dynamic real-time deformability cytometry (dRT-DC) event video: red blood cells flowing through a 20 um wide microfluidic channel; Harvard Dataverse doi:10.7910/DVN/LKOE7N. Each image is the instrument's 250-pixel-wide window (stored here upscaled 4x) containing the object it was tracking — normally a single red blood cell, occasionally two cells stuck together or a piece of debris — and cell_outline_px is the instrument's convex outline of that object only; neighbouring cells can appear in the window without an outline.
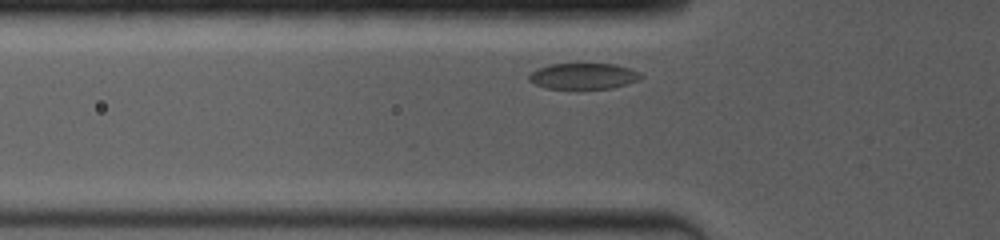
{"species": "common noctule bat (a hibernating species)", "species_latin": "Nyctalus noctula", "temperature_condition": "room temperature", "stored_images_in_passage": 18, "camera_frame_rate_fps": 4000, "um_per_image_px": 0.085, "animal": {"sex": "female", "body_mass_g": 19.0, "forearm_length_mm": 53.3}, "frame": {"image": 1, "passage_image": 3, "time_ms": 0.75, "image_size_px": [1000, 240], "cell_outline_px": [[644, 76], [640, 80], [628, 84], [612, 88], [544, 88], [528, 80], [528, 76], [536, 68], [548, 64], [612, 64], [628, 68], [640, 72]], "centroid_in_image_um": [49.6, 6.47], "position_along_channel_um": 76.2, "area_um2": 16.94}}
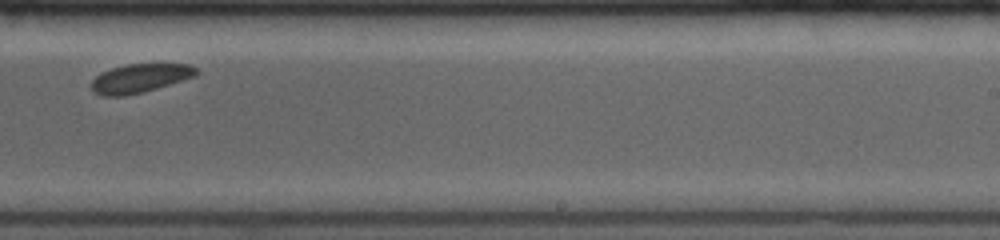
{"frame": {"image": 2, "passage_image": 12, "time_ms": 6.0, "image_size_px": [1000, 240], "cell_outline_px": [[200, 72], [196, 76], [156, 88], [124, 96], [104, 96], [92, 92], [92, 80], [96, 76], [112, 68], [124, 64], [188, 64], [196, 68]], "centroid_in_image_um": [11.9, 6.64], "position_along_channel_um": 277.1, "area_um2": 17.4}}
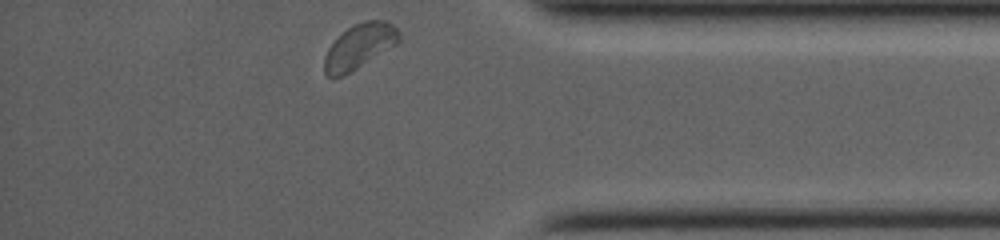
{"frame": {"image": 3, "passage_image": 18, "time_ms": 9.5, "image_size_px": [1000, 240], "cell_outline_px": [[400, 40], [396, 44], [344, 76], [328, 76], [324, 72], [324, 56], [328, 48], [348, 28], [364, 20], [388, 20], [400, 32]], "centroid_in_image_um": [30.56, 3.93], "position_along_channel_um": 404.6, "area_um2": 19.19}, "authors_computed_cell_mechanics": {"area_um2": 18.1492, "velocity_mm_per_s": 3.8455, "shape_relaxation_time_tau1_ms": 0.1025, "shape_relaxation_time_tau2_ms": null, "deformation_change_tau1": 0.056, "deformation_change_tau2": null}}